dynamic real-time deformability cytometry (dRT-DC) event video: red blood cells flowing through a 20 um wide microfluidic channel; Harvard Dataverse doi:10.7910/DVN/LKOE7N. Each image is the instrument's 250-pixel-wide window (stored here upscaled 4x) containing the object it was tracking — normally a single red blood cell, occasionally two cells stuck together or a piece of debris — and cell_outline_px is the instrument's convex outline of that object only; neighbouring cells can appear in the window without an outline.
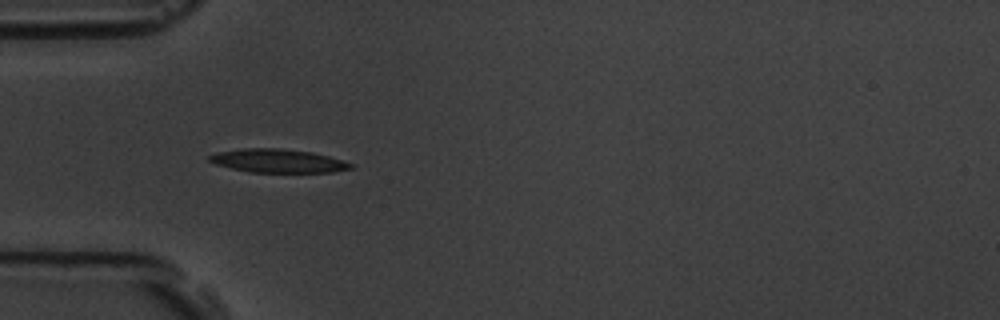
{"species": "common noctule bat (a hibernating species)", "species_latin": "Nyctalus noctula", "temperature_condition": "room temperature", "stored_images_in_passage": 6, "camera_frame_rate_fps": 3000, "um_per_image_px": 0.085, "animal": {"sex": "male", "body_mass_g": 19.5, "forearm_length_mm": 54.6}, "frame": {"image": 1, "passage_image": 5, "time_ms": 4.667, "image_size_px": [1000, 320], "cell_outline_px": [[352, 168], [332, 172], [248, 172], [216, 164], [208, 160], [208, 156], [216, 152], [244, 148], [280, 148], [312, 152], [344, 160], [352, 164]], "centroid_in_image_um": [23.61, 13.67], "position_along_channel_um": 61.4, "area_um2": 19.31}}
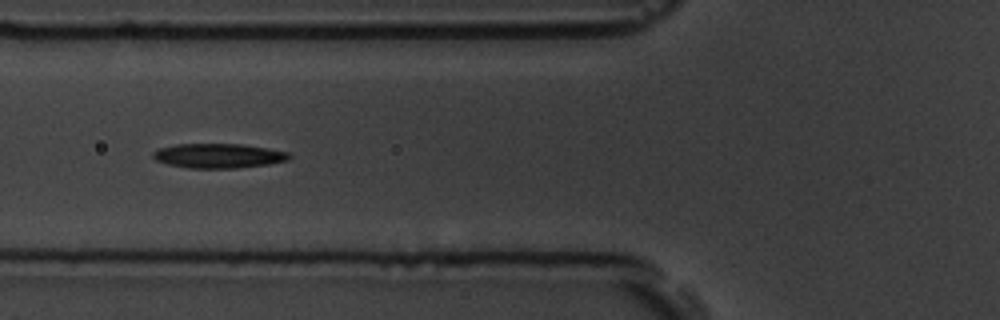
{"frame": {"image": 2, "passage_image": 6, "time_ms": 6.0, "image_size_px": [1000, 320], "cell_outline_px": [[292, 156], [288, 160], [268, 164], [236, 168], [188, 168], [168, 164], [156, 160], [152, 156], [152, 152], [160, 148], [176, 144], [240, 144], [268, 148], [288, 152]], "centroid_in_image_um": [18.57, 13.24], "position_along_channel_um": 107.2, "area_um2": 19.42}}